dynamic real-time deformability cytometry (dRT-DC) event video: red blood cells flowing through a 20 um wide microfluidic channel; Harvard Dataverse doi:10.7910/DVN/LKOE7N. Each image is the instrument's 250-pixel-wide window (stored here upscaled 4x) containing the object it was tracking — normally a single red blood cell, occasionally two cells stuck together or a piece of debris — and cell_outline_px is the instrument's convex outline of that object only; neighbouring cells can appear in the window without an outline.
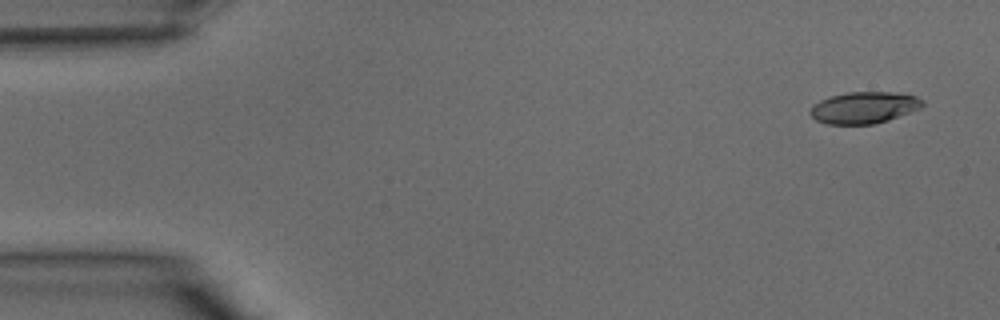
{"species": "common noctule bat (a hibernating species)", "species_latin": "Nyctalus noctula", "temperature_condition": "warm", "stored_images_in_passage": 38, "camera_frame_rate_fps": 3000, "um_per_image_px": 0.085, "animal": {"sex": "male", "body_mass_g": 15.6}, "frame": {"image": 1, "passage_image": 1, "time_ms": 0.0, "image_size_px": [1000, 320], "cell_outline_px": [[924, 104], [920, 108], [888, 120], [872, 124], [828, 124], [816, 120], [808, 112], [812, 104], [820, 100], [832, 96], [848, 92], [892, 92], [916, 96], [924, 100]], "centroid_in_image_um": [73.42, 9.14], "position_along_channel_um": 11.6, "area_um2": 20.63}}
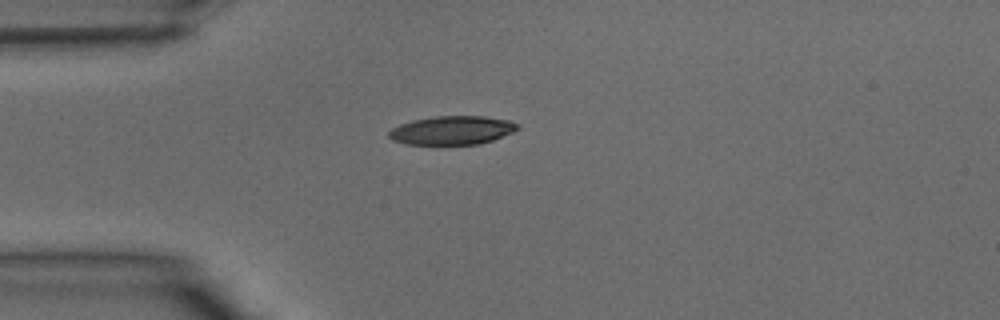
{"frame": {"image": 2, "passage_image": 9, "time_ms": 2.667, "image_size_px": [1000, 320], "cell_outline_px": [[520, 128], [512, 132], [492, 140], [480, 144], [408, 144], [392, 140], [388, 136], [388, 132], [392, 128], [400, 124], [412, 120], [432, 116], [484, 116], [508, 120], [520, 124]], "centroid_in_image_um": [38.42, 11.06], "position_along_channel_um": 46.6, "area_um2": 21.5}}
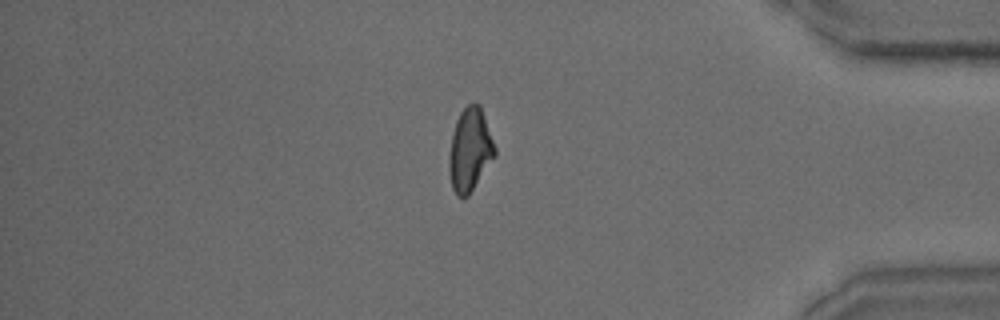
{"frame": {"image": 3, "passage_image": 32, "time_ms": 10.333, "image_size_px": [1000, 320], "cell_outline_px": [[496, 156], [468, 196], [456, 196], [452, 188], [448, 172], [448, 156], [452, 136], [456, 120], [460, 112], [472, 100], [476, 100], [480, 104], [496, 148]], "centroid_in_image_um": [39.94, 12.72], "position_along_channel_um": 395.3, "area_um2": 22.48}}